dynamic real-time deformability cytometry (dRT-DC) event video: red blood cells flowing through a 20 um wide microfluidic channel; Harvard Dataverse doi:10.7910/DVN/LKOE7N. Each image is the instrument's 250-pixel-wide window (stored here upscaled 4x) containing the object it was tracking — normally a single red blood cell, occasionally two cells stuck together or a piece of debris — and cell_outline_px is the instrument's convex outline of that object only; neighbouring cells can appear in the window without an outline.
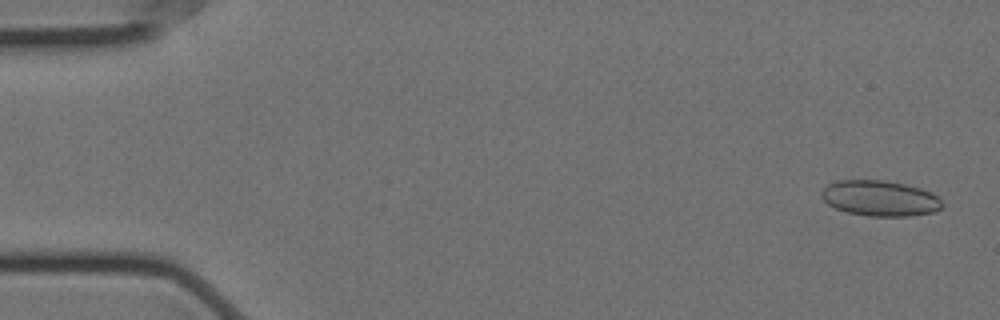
{"species": "Egyptian fruit bat (a non-hibernating species)", "species_latin": "Rousettus aegyptiacus", "temperature_condition": "cold", "stored_images_in_passage": 50, "camera_frame_rate_fps": 3000, "um_per_image_px": 0.085, "animal": {"sex": "female"}, "frame": {"image": 1, "passage_image": 2, "time_ms": 0.333, "image_size_px": [1000, 320], "cell_outline_px": [[944, 204], [940, 208], [932, 212], [908, 216], [868, 216], [848, 212], [836, 208], [828, 204], [820, 196], [820, 192], [828, 184], [836, 180], [884, 180], [904, 184], [920, 188], [932, 192]], "centroid_in_image_um": [74.77, 16.84], "position_along_channel_um": 10.2, "area_um2": 24.97}}
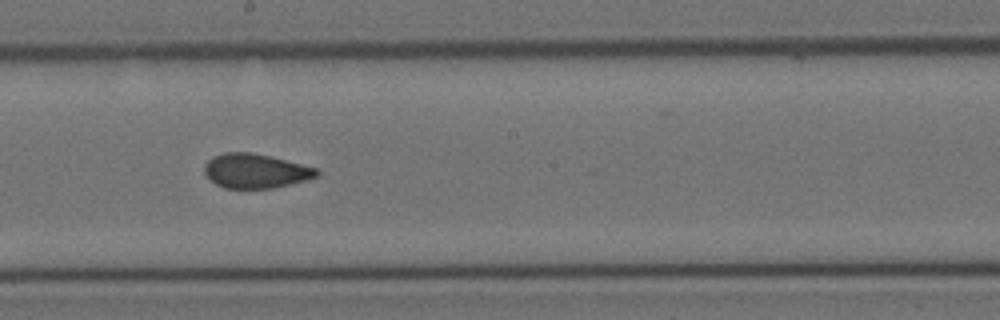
{"frame": {"image": 2, "passage_image": 31, "time_ms": 10.0, "image_size_px": [1000, 320], "cell_outline_px": [[320, 176], [272, 188], [224, 188], [208, 180], [204, 172], [204, 164], [212, 156], [224, 152], [252, 152], [320, 168]], "centroid_in_image_um": [21.7, 14.52], "position_along_channel_um": 226.5, "area_um2": 22.72}}
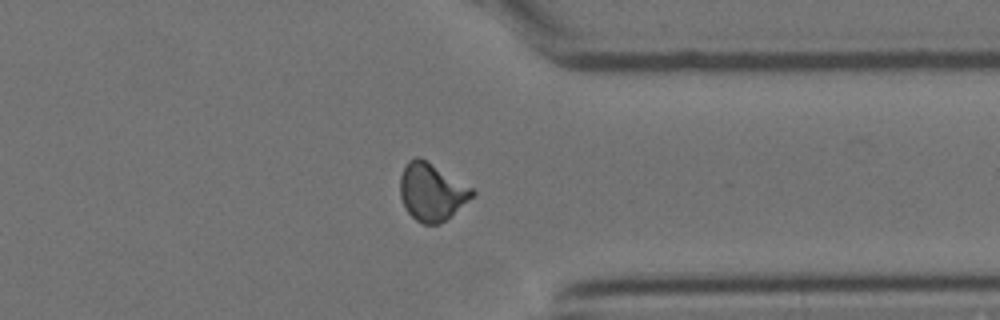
{"frame": {"image": 3, "passage_image": 44, "time_ms": 14.333, "image_size_px": [1000, 320], "cell_outline_px": [[476, 192], [468, 200], [440, 224], [424, 224], [416, 220], [408, 212], [400, 196], [400, 176], [408, 160], [416, 156], [420, 156], [472, 188]], "centroid_in_image_um": [36.66, 16.29], "position_along_channel_um": 374.7, "area_um2": 23.76}}